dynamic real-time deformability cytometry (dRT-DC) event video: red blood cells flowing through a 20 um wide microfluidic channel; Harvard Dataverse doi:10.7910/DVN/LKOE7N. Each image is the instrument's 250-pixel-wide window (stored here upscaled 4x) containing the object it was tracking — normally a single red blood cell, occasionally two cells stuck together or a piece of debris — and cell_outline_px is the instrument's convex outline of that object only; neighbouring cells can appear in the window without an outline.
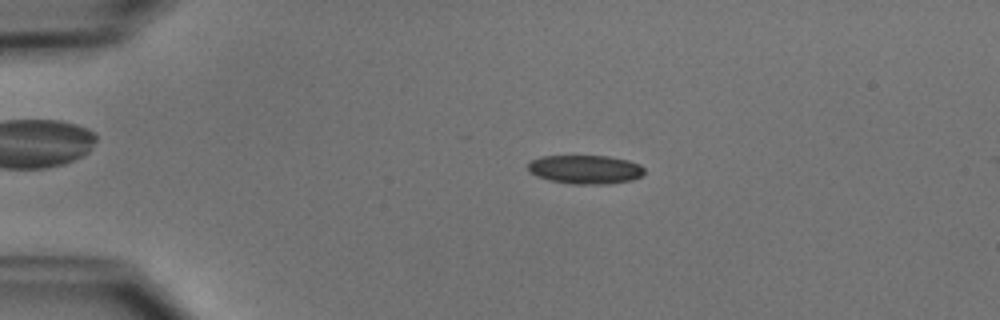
{"species": "common noctule bat (a hibernating species)", "species_latin": "Nyctalus noctula", "temperature_condition": "cold", "stored_images_in_passage": 51, "camera_frame_rate_fps": 3000, "um_per_image_px": 0.085, "animal": {"sex": "male", "body_mass_g": 15.6}, "frame": {"image": 1, "passage_image": 11, "time_ms": 3.333, "image_size_px": [1000, 320], "cell_outline_px": [[644, 172], [640, 176], [632, 180], [608, 184], [572, 184], [548, 180], [536, 176], [528, 172], [528, 164], [532, 160], [540, 156], [608, 156], [628, 160], [640, 164], [644, 168]], "centroid_in_image_um": [49.73, 14.4], "position_along_channel_um": 35.3, "area_um2": 19.65}}
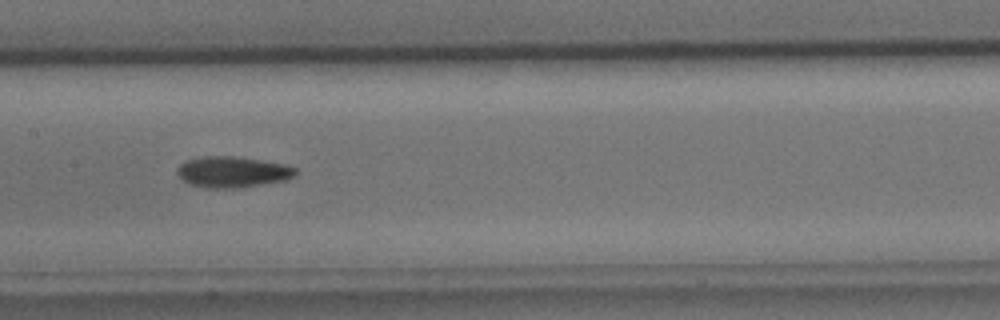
{"frame": {"image": 2, "passage_image": 26, "time_ms": 8.333, "image_size_px": [1000, 320], "cell_outline_px": [[296, 176], [284, 180], [232, 188], [208, 188], [192, 184], [184, 180], [176, 172], [176, 168], [180, 164], [188, 160], [204, 156], [236, 156], [284, 164], [296, 168]], "centroid_in_image_um": [19.76, 14.6], "position_along_channel_um": 187.6, "area_um2": 20.98}}
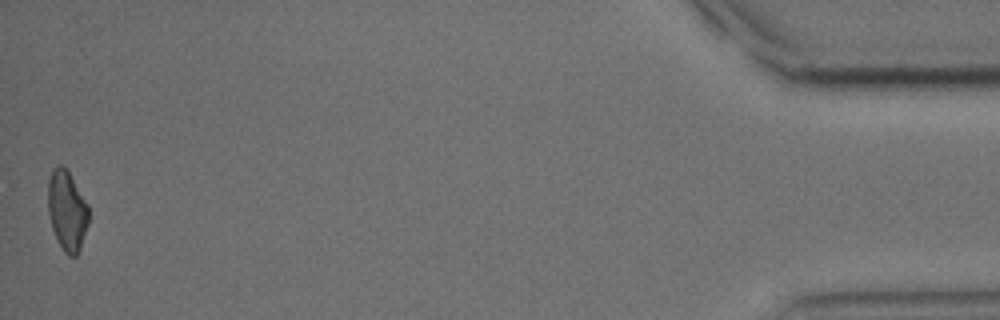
{"frame": {"image": 3, "passage_image": 51, "time_ms": 16.667, "image_size_px": [1000, 320], "cell_outline_px": [[88, 224], [80, 248], [76, 256], [68, 256], [64, 252], [52, 228], [48, 216], [48, 180], [52, 168], [60, 164], [64, 164], [88, 204]], "centroid_in_image_um": [5.68, 17.86], "position_along_channel_um": 429.5, "area_um2": 19.02}, "authors_computed_cell_mechanics": {"area_um2": 19.7676, "velocity_mm_per_s": 3.9333, "shape_relaxation_time_tau1_ms": 5.2235, "shape_relaxation_time_tau2_ms": null, "deformation_change_tau1": 0.1234, "deformation_change_tau2": null}}